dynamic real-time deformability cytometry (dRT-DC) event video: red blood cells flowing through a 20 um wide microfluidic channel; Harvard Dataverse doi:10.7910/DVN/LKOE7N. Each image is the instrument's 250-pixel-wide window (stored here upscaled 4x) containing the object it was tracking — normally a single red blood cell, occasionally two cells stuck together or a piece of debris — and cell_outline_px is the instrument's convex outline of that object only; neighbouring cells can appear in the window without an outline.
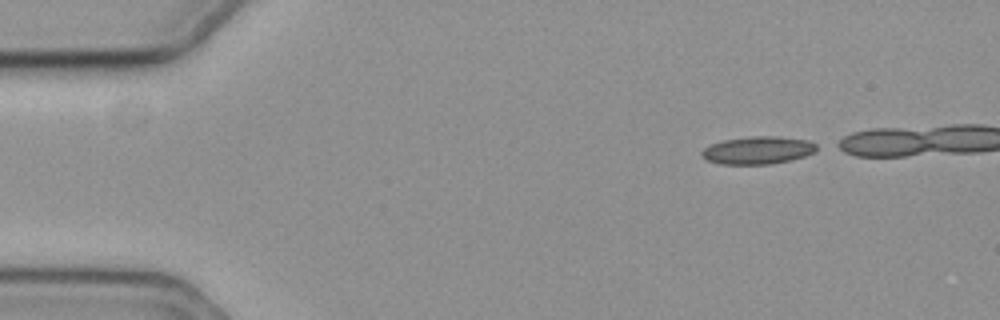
{"species": "common noctule bat (a hibernating species)", "species_latin": "Nyctalus noctula", "temperature_condition": "cold", "stored_images_in_passage": 40, "camera_frame_rate_fps": 3000, "um_per_image_px": 0.085, "animal": {"sex": "female", "body_mass_g": 19.3, "forearm_length_mm": 54.1}, "frame": {"image": 1, "passage_image": 1, "time_ms": 0.0, "image_size_px": [1000, 320], "cell_outline_px": [[816, 152], [792, 160], [768, 164], [720, 164], [708, 160], [700, 156], [700, 152], [704, 148], [712, 144], [724, 140], [752, 136], [776, 136], [808, 140], [816, 144]], "centroid_in_image_um": [64.42, 12.77], "position_along_channel_um": 20.6, "area_um2": 18.5}}
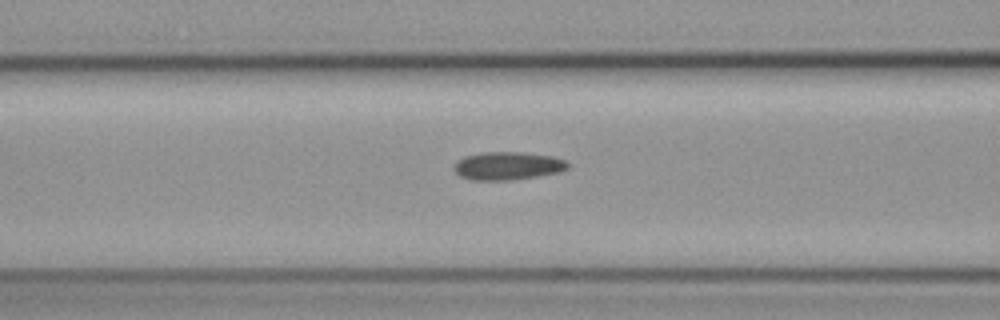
{"frame": {"image": 2, "passage_image": 17, "time_ms": 5.333, "image_size_px": [1000, 320], "cell_outline_px": [[568, 168], [560, 172], [512, 180], [472, 180], [460, 176], [452, 168], [464, 156], [484, 152], [524, 152], [552, 156], [564, 160], [568, 164]], "centroid_in_image_um": [43.15, 14.1], "position_along_channel_um": 123.4, "area_um2": 18.5}}
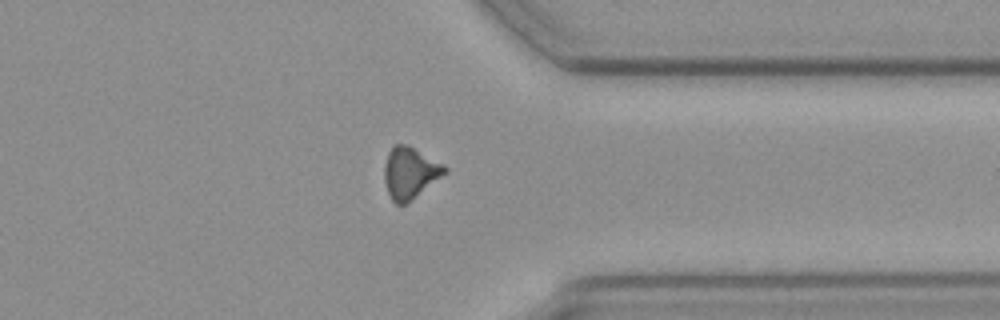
{"frame": {"image": 3, "passage_image": 39, "time_ms": 12.667, "image_size_px": [1000, 320], "cell_outline_px": [[448, 172], [404, 204], [396, 204], [392, 200], [388, 192], [384, 180], [384, 164], [388, 152], [396, 144], [408, 144], [444, 164], [448, 168]], "centroid_in_image_um": [34.85, 14.66], "position_along_channel_um": 376.5, "area_um2": 17.98}}